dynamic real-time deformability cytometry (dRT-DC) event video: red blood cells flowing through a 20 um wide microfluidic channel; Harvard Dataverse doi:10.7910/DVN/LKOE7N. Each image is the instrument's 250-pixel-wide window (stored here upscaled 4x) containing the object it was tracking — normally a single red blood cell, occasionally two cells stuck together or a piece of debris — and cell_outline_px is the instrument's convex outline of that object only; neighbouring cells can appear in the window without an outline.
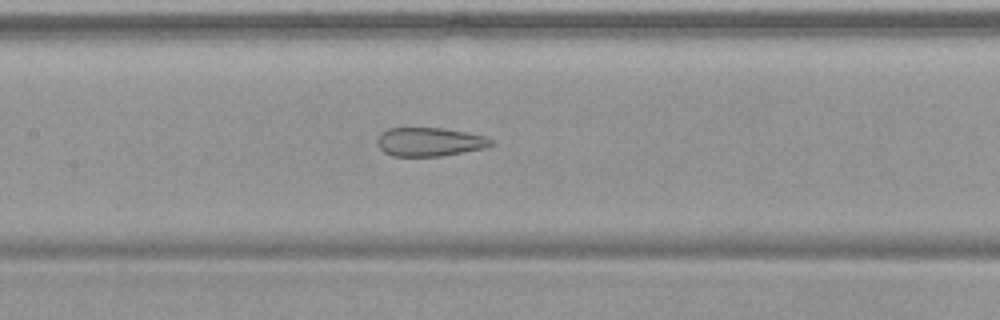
{"species": "common noctule bat (a hibernating species)", "species_latin": "Nyctalus noctula", "temperature_condition": "warm", "stored_images_in_passage": 54, "camera_frame_rate_fps": 3000, "um_per_image_px": 0.085, "animal": {"sex": "female", "body_mass_g": 19.9}, "frame": {"image": 1, "passage_image": 26, "time_ms": 8.333, "image_size_px": [1000, 320], "cell_outline_px": [[496, 144], [484, 148], [440, 156], [392, 156], [384, 152], [376, 144], [376, 140], [380, 132], [388, 128], [444, 128], [488, 136], [496, 140]], "centroid_in_image_um": [36.54, 12.05], "position_along_channel_um": 170.9, "area_um2": 19.36}}
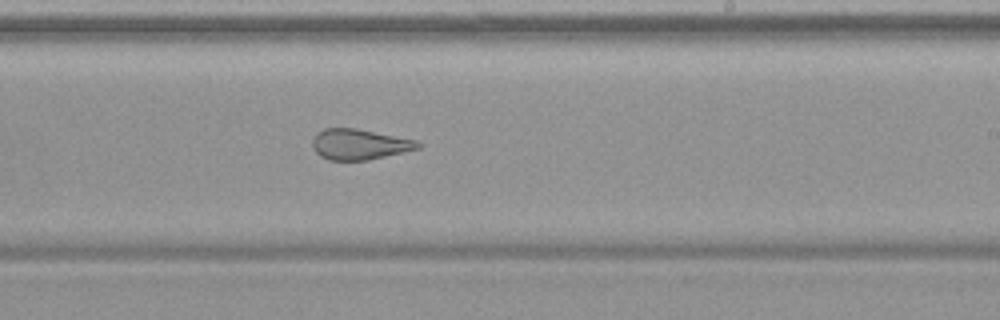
{"frame": {"image": 2, "passage_image": 33, "time_ms": 10.667, "image_size_px": [1000, 320], "cell_outline_px": [[424, 144], [420, 148], [368, 160], [328, 160], [320, 156], [312, 148], [312, 140], [316, 132], [324, 128], [356, 128], [416, 140]], "centroid_in_image_um": [30.53, 12.26], "position_along_channel_um": 258.5, "area_um2": 18.9}}
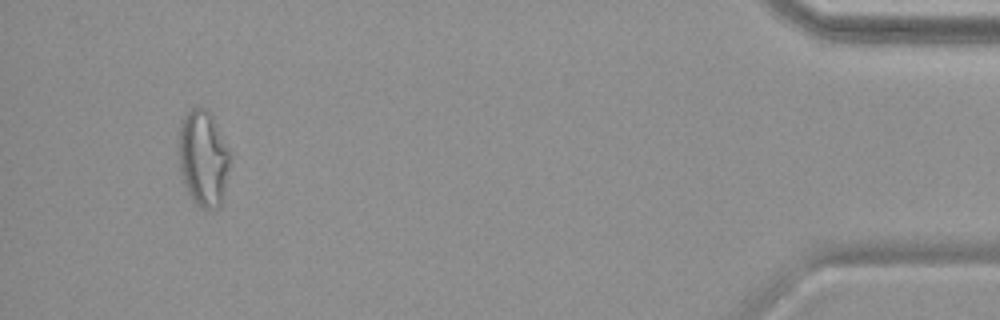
{"frame": {"image": 3, "passage_image": 51, "time_ms": 16.667, "image_size_px": [1000, 320], "cell_outline_px": [[232, 152], [224, 188], [220, 204], [216, 208], [208, 212], [200, 208], [192, 200], [184, 184], [180, 172], [176, 144], [180, 120], [192, 108], [204, 108], [212, 116]], "centroid_in_image_um": [17.24, 13.45], "position_along_channel_um": 418.0, "area_um2": 29.42}, "authors_computed_cell_mechanics": {"area_um2": 25.7499, "velocity_mm_per_s": 3.7636, "shape_relaxation_time_tau1_ms": null, "shape_relaxation_time_tau2_ms": 1.5375, "deformation_change_tau1": null, "deformation_change_tau2": 0.0939}}